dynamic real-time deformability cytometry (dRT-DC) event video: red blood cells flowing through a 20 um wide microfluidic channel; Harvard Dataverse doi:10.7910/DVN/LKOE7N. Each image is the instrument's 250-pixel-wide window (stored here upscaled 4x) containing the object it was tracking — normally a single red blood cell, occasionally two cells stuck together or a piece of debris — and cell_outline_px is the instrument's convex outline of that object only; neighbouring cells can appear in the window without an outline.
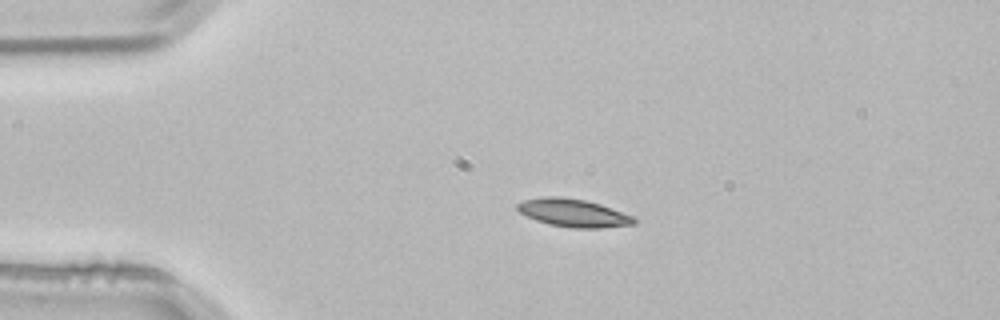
{"species": "common noctule bat (a hibernating species)", "species_latin": "Nyctalus noctula", "temperature_condition": "room temperature", "stored_images_in_passage": 3, "camera_frame_rate_fps": 3000, "um_per_image_px": 0.085, "animal": {"sex": "male", "body_mass_g": 21.5, "forearm_length_mm": 52.0}, "frame": {"image": 1, "passage_image": 2, "time_ms": 0.333, "image_size_px": [1000, 320], "cell_outline_px": [[636, 224], [596, 228], [572, 228], [548, 224], [536, 220], [520, 212], [516, 208], [516, 204], [524, 200], [544, 196], [560, 196], [584, 200], [600, 204], [632, 216], [636, 220]], "centroid_in_image_um": [48.7, 18.09], "position_along_channel_um": 36.3, "area_um2": 18.84}}